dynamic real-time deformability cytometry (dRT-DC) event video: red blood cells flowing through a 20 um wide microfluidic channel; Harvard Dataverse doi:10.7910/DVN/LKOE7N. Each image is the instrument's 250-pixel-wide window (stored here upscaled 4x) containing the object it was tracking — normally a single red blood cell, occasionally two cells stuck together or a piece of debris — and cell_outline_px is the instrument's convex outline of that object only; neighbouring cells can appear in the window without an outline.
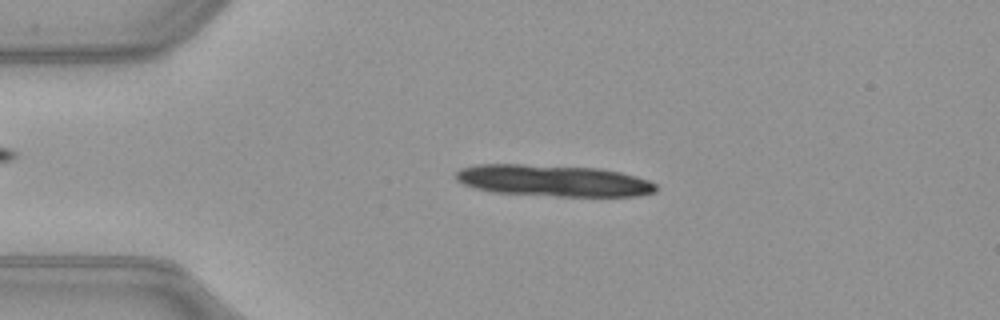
{"species": "common noctule bat (a hibernating species)", "species_latin": "Nyctalus noctula", "temperature_condition": "warm", "stored_images_in_passage": 21, "camera_frame_rate_fps": 3000, "um_per_image_px": 0.085, "animal": {"sex": "female", "body_mass_g": 21.9}, "frame": {"image": 1, "passage_image": 10, "time_ms": 3.0, "image_size_px": [1000, 320], "cell_outline_px": [[656, 192], [640, 196], [556, 196], [492, 192], [460, 184], [456, 180], [456, 172], [460, 168], [476, 164], [520, 164], [600, 168], [620, 172], [636, 176], [648, 180], [656, 184]], "centroid_in_image_um": [47.01, 15.35], "position_along_channel_um": 38.0, "area_um2": 36.99}}